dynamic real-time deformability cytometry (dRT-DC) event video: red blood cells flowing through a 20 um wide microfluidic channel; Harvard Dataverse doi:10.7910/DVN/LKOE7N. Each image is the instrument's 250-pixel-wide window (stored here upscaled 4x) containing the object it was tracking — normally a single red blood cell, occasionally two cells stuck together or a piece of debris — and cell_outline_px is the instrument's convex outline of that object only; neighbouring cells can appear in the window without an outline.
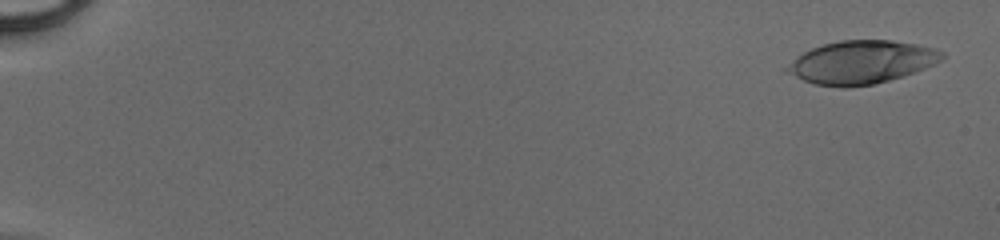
{"species": "human", "species_latin": "Homo sapiens", "temperature_condition": "cold", "stored_images_in_passage": 49, "camera_frame_rate_fps": 3000, "um_per_image_px": 0.085, "donor": {"sex": "male"}, "frame": {"image": 1, "passage_image": 2, "time_ms": 0.333, "image_size_px": [1000, 240], "cell_outline_px": [[944, 56], [936, 64], [904, 76], [872, 84], [848, 88], [844, 88], [816, 84], [804, 80], [784, 72], [784, 68], [804, 52], [812, 48], [824, 44], [840, 40], [888, 40], [916, 44], [936, 48], [944, 52]], "centroid_in_image_um": [73.24, 5.29], "position_along_channel_um": 11.8, "area_um2": 38.78}}
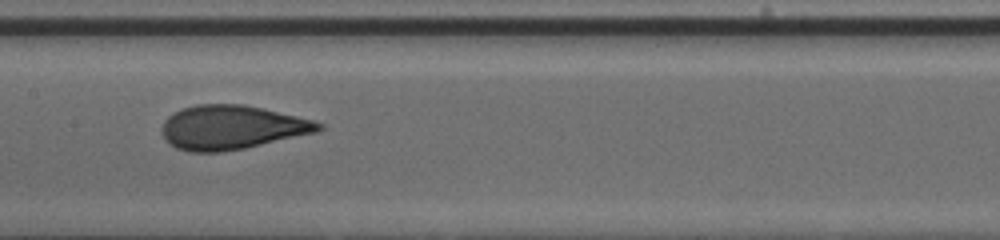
{"frame": {"image": 2, "passage_image": 27, "time_ms": 8.667, "image_size_px": [1000, 240], "cell_outline_px": [[324, 128], [316, 132], [244, 148], [220, 152], [188, 152], [176, 148], [164, 136], [164, 120], [168, 116], [184, 108], [196, 104], [244, 104], [264, 108], [312, 120], [324, 124]], "centroid_in_image_um": [19.72, 10.82], "position_along_channel_um": 187.7, "area_um2": 39.77}}
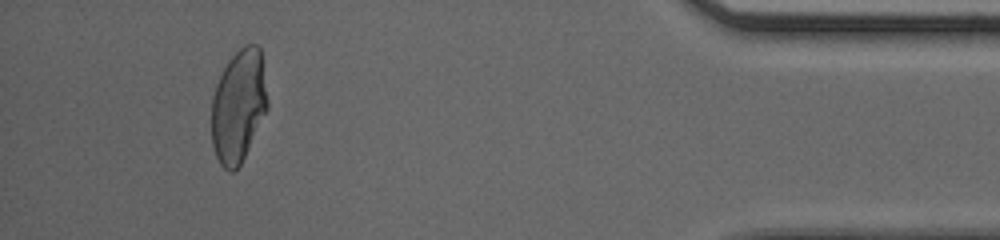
{"frame": {"image": 3, "passage_image": 46, "time_ms": 15.0, "image_size_px": [1000, 240], "cell_outline_px": [[268, 108], [240, 164], [232, 172], [228, 172], [220, 164], [216, 156], [212, 144], [212, 96], [216, 84], [228, 60], [244, 44], [256, 44], [260, 48], [268, 100]], "centroid_in_image_um": [20.27, 8.99], "position_along_channel_um": 414.9, "area_um2": 36.59}}